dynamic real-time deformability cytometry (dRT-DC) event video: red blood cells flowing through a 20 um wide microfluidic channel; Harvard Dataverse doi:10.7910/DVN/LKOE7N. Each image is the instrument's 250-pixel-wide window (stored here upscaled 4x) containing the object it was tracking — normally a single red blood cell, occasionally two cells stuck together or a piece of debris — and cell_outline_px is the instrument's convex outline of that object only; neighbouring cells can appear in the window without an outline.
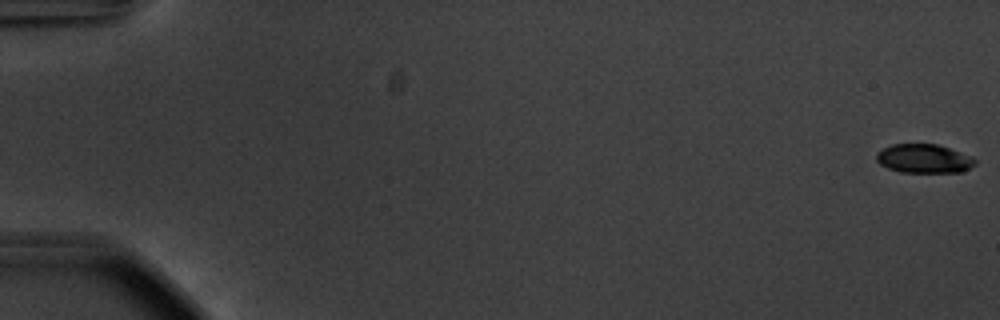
{"species": "common noctule bat (a hibernating species)", "species_latin": "Nyctalus noctula", "temperature_condition": "warm", "stored_images_in_passage": 56, "camera_frame_rate_fps": 3000, "um_per_image_px": 0.085, "animal": {"sex": "male", "body_mass_g": 20.1, "forearm_length_mm": 53.5}, "frame": {"image": 1, "passage_image": 1, "time_ms": 0.0, "image_size_px": [1000, 320], "cell_outline_px": [[976, 164], [960, 172], [900, 172], [888, 168], [880, 164], [876, 160], [876, 156], [884, 148], [892, 144], [936, 144], [972, 156], [976, 160]], "centroid_in_image_um": [78.54, 13.48], "position_along_channel_um": 6.5, "area_um2": 16.42}}
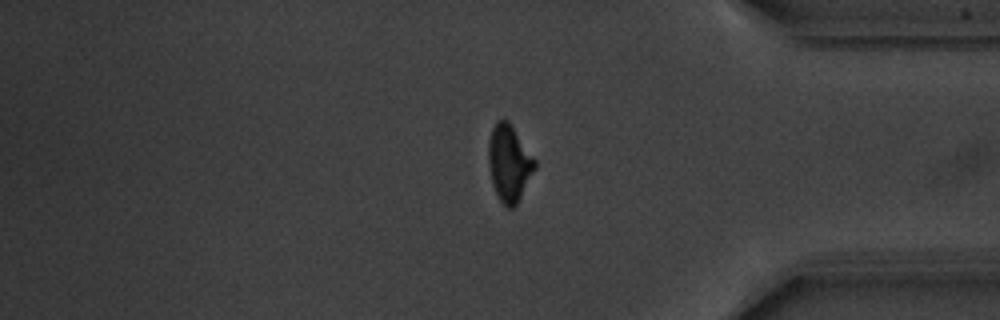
{"frame": {"image": 2, "passage_image": 47, "time_ms": 15.333, "image_size_px": [1000, 320], "cell_outline_px": [[536, 168], [516, 204], [512, 208], [508, 208], [500, 200], [492, 184], [488, 160], [488, 140], [492, 128], [496, 120], [504, 116], [508, 120], [536, 160]], "centroid_in_image_um": [43.26, 13.81], "position_along_channel_um": 391.9, "area_um2": 20.69}}
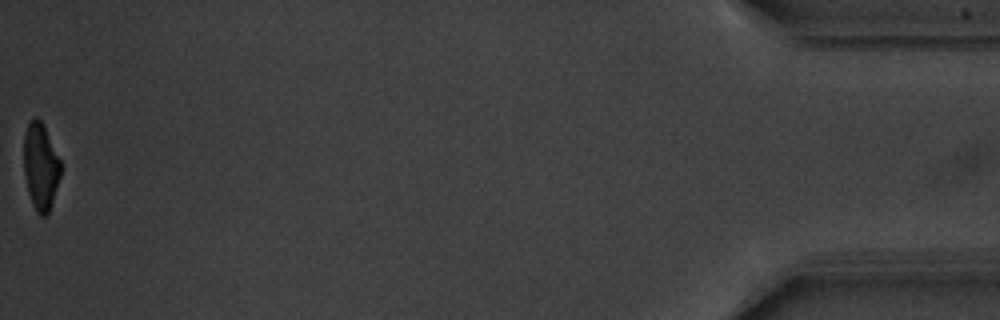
{"frame": {"image": 3, "passage_image": 56, "time_ms": 18.333, "image_size_px": [1000, 320], "cell_outline_px": [[60, 176], [48, 212], [44, 216], [40, 216], [36, 212], [32, 204], [28, 192], [24, 172], [24, 132], [28, 124], [36, 116], [40, 120], [60, 160]], "centroid_in_image_um": [3.43, 14.17], "position_along_channel_um": 431.8, "area_um2": 18.15}, "authors_computed_cell_mechanics": {"area_um2": 20.1722, "velocity_mm_per_s": 3.7534, "shape_relaxation_time_tau1_ms": 2.151, "shape_relaxation_time_tau2_ms": 1.3178, "deformation_change_tau1": 0.1396, "deformation_change_tau2": 0.0698}}